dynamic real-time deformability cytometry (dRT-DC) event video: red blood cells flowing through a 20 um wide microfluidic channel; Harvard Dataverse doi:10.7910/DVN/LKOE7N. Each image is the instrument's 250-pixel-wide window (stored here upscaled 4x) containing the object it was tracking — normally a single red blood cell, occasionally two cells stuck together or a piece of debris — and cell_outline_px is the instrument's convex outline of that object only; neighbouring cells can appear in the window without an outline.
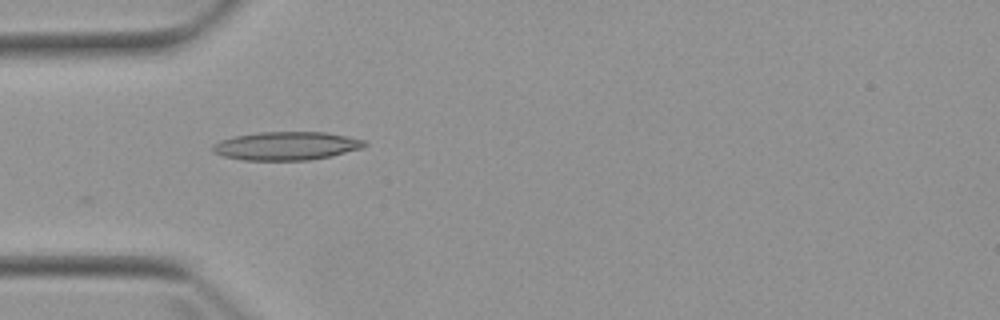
{"species": "Egyptian fruit bat (a non-hibernating species)", "species_latin": "Rousettus aegyptiacus", "temperature_condition": "warm", "stored_images_in_passage": 5, "camera_frame_rate_fps": 3000, "um_per_image_px": 0.085, "animal": {"sex": "female"}, "frame": {"image": 1, "passage_image": 4, "time_ms": 4.667, "image_size_px": [1000, 320], "cell_outline_px": [[368, 144], [364, 148], [332, 156], [308, 160], [240, 160], [224, 156], [212, 152], [212, 144], [220, 140], [236, 136], [260, 132], [328, 132], [364, 140]], "centroid_in_image_um": [24.36, 12.4], "position_along_channel_um": 60.6, "area_um2": 25.26}}
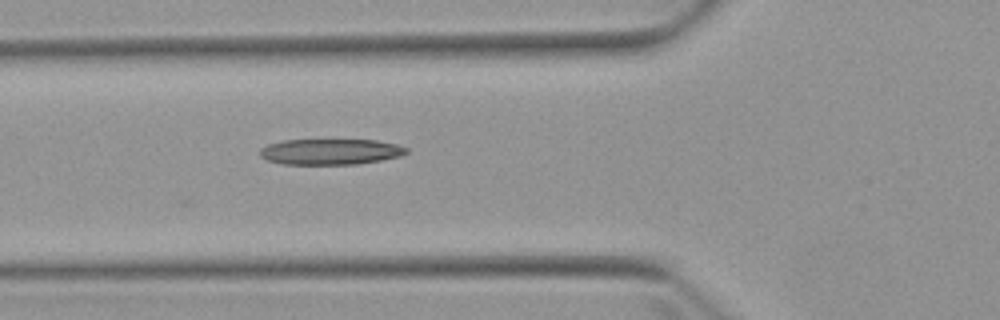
{"frame": {"image": 2, "passage_image": 5, "time_ms": 5.667, "image_size_px": [1000, 320], "cell_outline_px": [[408, 152], [400, 156], [380, 160], [356, 164], [284, 164], [268, 160], [260, 156], [260, 148], [268, 144], [284, 140], [376, 140], [396, 144], [408, 148]], "centroid_in_image_um": [28.09, 12.89], "position_along_channel_um": 97.7, "area_um2": 21.91}}